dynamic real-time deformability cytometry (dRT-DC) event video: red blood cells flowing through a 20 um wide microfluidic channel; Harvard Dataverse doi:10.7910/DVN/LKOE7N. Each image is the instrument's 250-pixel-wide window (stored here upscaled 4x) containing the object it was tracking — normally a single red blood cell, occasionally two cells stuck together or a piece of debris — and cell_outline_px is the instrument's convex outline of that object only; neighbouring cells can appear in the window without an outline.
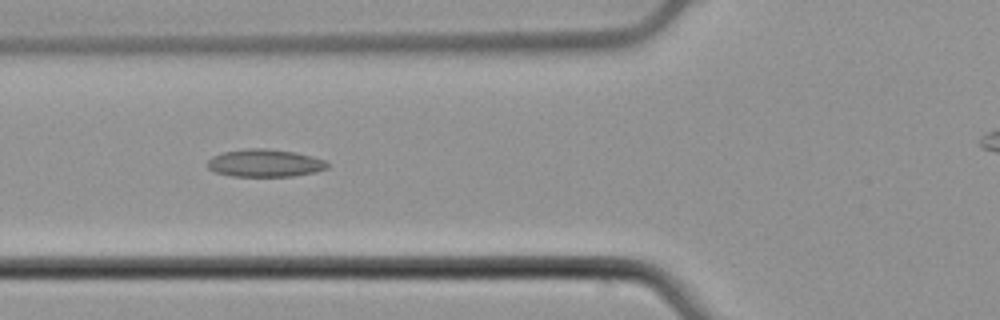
{"species": "common noctule bat (a hibernating species)", "species_latin": "Nyctalus noctula", "temperature_condition": "cold", "stored_images_in_passage": 6, "camera_frame_rate_fps": 3000, "um_per_image_px": 0.085, "animal": {"sex": "male", "body_mass_g": 21.5, "forearm_length_mm": 52.0}, "frame": {"image": 1, "passage_image": 5, "time_ms": 1.333, "image_size_px": [1000, 320], "cell_outline_px": [[328, 168], [316, 172], [292, 176], [232, 176], [216, 172], [208, 168], [208, 160], [212, 156], [224, 152], [248, 148], [264, 148], [296, 152], [312, 156], [324, 160], [328, 164]], "centroid_in_image_um": [22.53, 13.86], "position_along_channel_um": 103.3, "area_um2": 19.25}}
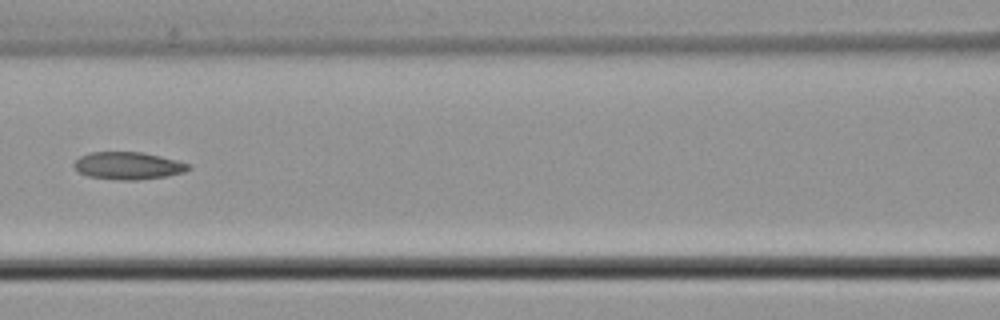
{"frame": {"image": 2, "passage_image": 6, "time_ms": 1.667, "image_size_px": [1000, 320], "cell_outline_px": [[192, 168], [184, 172], [164, 176], [136, 180], [124, 180], [88, 176], [80, 172], [72, 164], [80, 156], [92, 152], [140, 152], [160, 156], [176, 160], [188, 164]], "centroid_in_image_um": [10.88, 14.08], "position_along_channel_um": 155.7, "area_um2": 17.98}}